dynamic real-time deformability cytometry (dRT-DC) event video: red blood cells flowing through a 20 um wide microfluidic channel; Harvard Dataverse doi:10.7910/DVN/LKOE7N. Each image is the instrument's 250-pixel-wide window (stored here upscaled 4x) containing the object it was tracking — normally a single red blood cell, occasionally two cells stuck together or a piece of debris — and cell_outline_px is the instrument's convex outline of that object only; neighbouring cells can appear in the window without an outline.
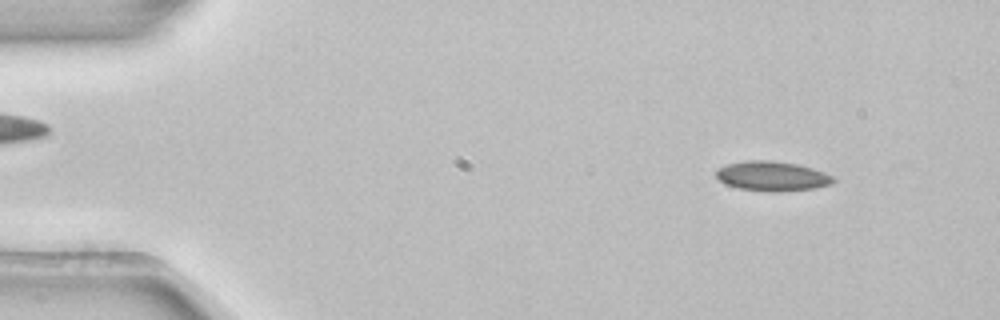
{"species": "common noctule bat (a hibernating species)", "species_latin": "Nyctalus noctula", "temperature_condition": "room temperature", "stored_images_in_passage": 52, "camera_frame_rate_fps": 3000, "um_per_image_px": 0.085, "animal": {"sex": "female", "body_mass_g": 22.7, "forearm_length_mm": 54.2}, "frame": {"image": 1, "passage_image": 5, "time_ms": 1.333, "image_size_px": [1000, 320], "cell_outline_px": [[836, 180], [832, 184], [812, 188], [772, 192], [740, 188], [724, 184], [716, 176], [716, 172], [720, 168], [728, 164], [744, 160], [768, 160], [796, 164], [812, 168], [824, 172], [832, 176]], "centroid_in_image_um": [65.63, 14.96], "position_along_channel_um": 19.4, "area_um2": 20.0}}
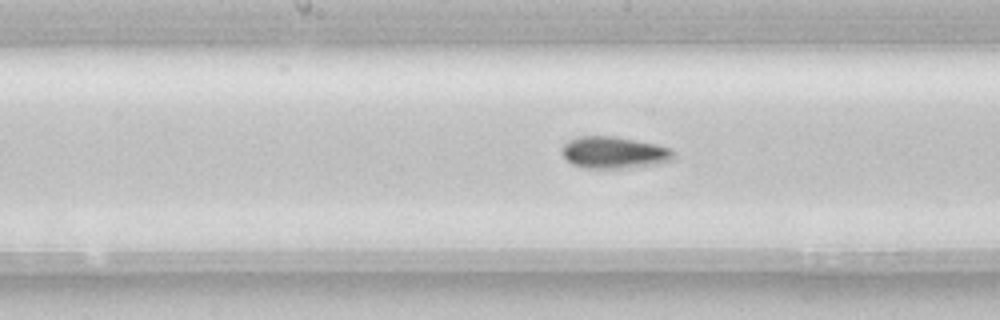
{"frame": {"image": 2, "passage_image": 26, "time_ms": 8.333, "image_size_px": [1000, 320], "cell_outline_px": [[672, 156], [668, 160], [656, 164], [616, 168], [584, 168], [572, 164], [564, 156], [560, 148], [568, 140], [580, 136], [612, 136], [636, 140], [656, 144], [672, 148]], "centroid_in_image_um": [52.13, 12.95], "position_along_channel_um": 196.1, "area_um2": 20.4}}
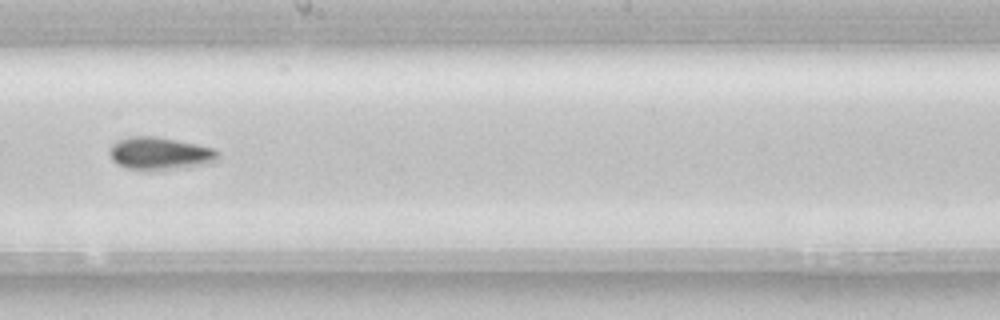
{"frame": {"image": 3, "passage_image": 29, "time_ms": 9.333, "image_size_px": [1000, 320], "cell_outline_px": [[220, 156], [216, 160], [204, 164], [176, 168], [124, 168], [116, 164], [112, 160], [108, 152], [108, 148], [112, 144], [128, 136], [156, 136], [196, 144], [212, 148], [220, 152]], "centroid_in_image_um": [13.55, 13.01], "position_along_channel_um": 234.7, "area_um2": 20.17}, "authors_computed_cell_mechanics": {"area_um2": 19.5653, "velocity_mm_per_s": 3.867, "shape_relaxation_time_tau1_ms": 3.46, "shape_relaxation_time_tau2_ms": null, "deformation_change_tau1": 0.0717, "deformation_change_tau2": null}}